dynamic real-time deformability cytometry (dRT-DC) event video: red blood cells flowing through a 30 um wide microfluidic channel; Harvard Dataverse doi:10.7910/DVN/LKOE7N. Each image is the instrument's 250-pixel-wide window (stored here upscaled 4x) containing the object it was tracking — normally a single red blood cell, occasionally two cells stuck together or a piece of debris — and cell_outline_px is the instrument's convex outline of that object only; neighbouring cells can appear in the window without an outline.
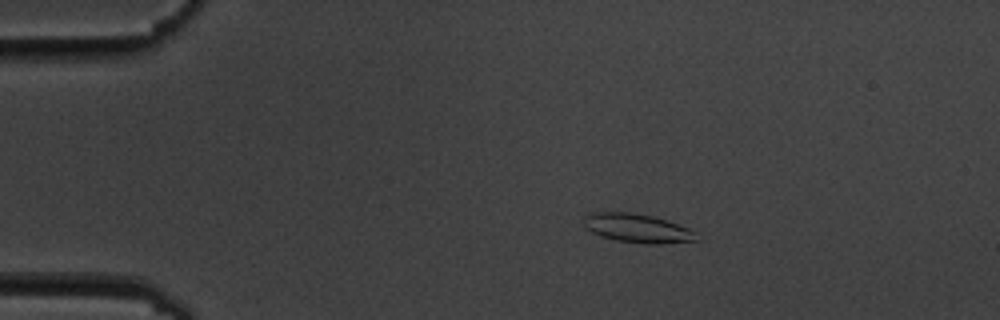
{"species": "common noctule bat (a hibernating species)", "species_latin": "Nyctalus noctula", "temperature_condition": "cold", "stored_images_in_passage": 6, "camera_frame_rate_fps": 3000, "um_per_image_px": 0.085, "animal": {"sex": "male", "body_mass_g": 19.5, "forearm_length_mm": 54.6}, "frame": {"image": 1, "passage_image": 3, "time_ms": 2.333, "image_size_px": [1000, 320], "cell_outline_px": [[700, 240], [660, 244], [644, 244], [616, 240], [600, 236], [584, 228], [584, 216], [588, 212], [628, 212], [652, 216], [688, 228], [696, 232]], "centroid_in_image_um": [54.15, 19.41], "position_along_channel_um": 30.9, "area_um2": 19.02}}